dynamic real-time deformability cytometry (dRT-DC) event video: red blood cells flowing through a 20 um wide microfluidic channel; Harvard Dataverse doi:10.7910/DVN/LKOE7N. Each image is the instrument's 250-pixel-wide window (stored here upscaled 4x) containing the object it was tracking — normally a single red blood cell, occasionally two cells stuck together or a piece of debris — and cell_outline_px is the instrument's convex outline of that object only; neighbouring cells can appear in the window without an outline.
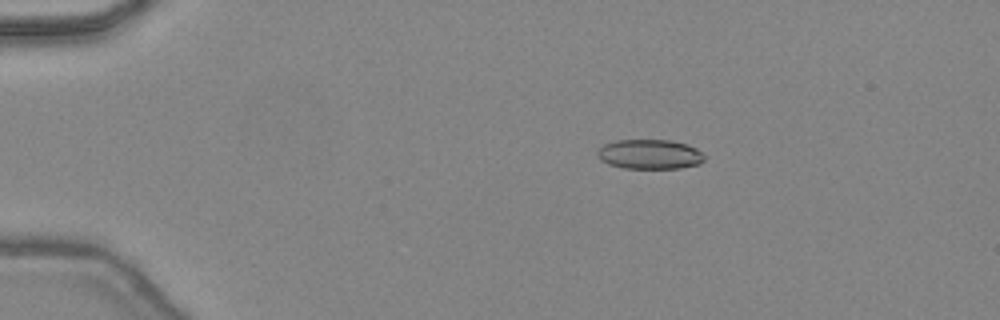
{"species": "common noctule bat (a hibernating species)", "species_latin": "Nyctalus noctula", "temperature_condition": "warm", "stored_images_in_passage": 39, "camera_frame_rate_fps": 3000, "um_per_image_px": 0.085, "animal": {"sex": "female", "body_mass_g": 24.6, "forearm_length_mm": 56.2}, "frame": {"image": 1, "passage_image": 2, "time_ms": 0.333, "image_size_px": [1000, 320], "cell_outline_px": [[704, 160], [700, 164], [680, 168], [624, 168], [608, 164], [600, 160], [596, 152], [604, 144], [616, 140], [672, 140], [688, 144], [696, 148], [704, 156]], "centroid_in_image_um": [55.23, 13.11], "position_along_channel_um": 29.8, "area_um2": 18.55}}
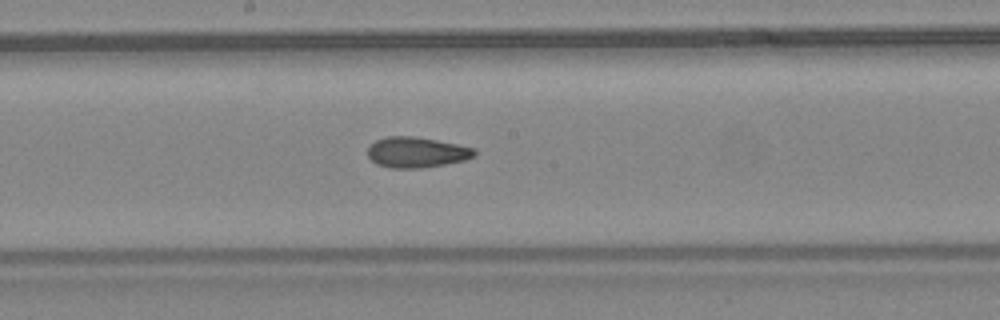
{"frame": {"image": 2, "passage_image": 19, "time_ms": 6.0, "image_size_px": [1000, 320], "cell_outline_px": [[476, 156], [464, 160], [444, 164], [420, 168], [392, 168], [376, 164], [368, 156], [368, 148], [376, 140], [388, 136], [412, 136], [436, 140], [476, 148]], "centroid_in_image_um": [35.42, 12.94], "position_along_channel_um": 212.8, "area_um2": 18.9}}
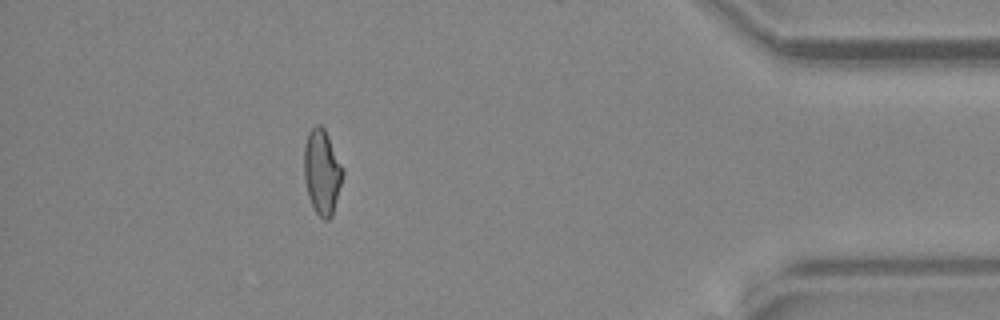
{"frame": {"image": 3, "passage_image": 35, "time_ms": 11.333, "image_size_px": [1000, 320], "cell_outline_px": [[344, 172], [332, 216], [328, 220], [324, 220], [316, 212], [308, 196], [304, 176], [304, 144], [308, 132], [316, 124], [320, 124], [324, 128], [344, 168]], "centroid_in_image_um": [27.37, 14.59], "position_along_channel_um": 407.8, "area_um2": 19.13}, "authors_computed_cell_mechanics": {"area_um2": 18.9584, "velocity_mm_per_s": 4.5032, "shape_relaxation_time_tau1_ms": null, "shape_relaxation_time_tau2_ms": 3.0205, "deformation_change_tau1": null, "deformation_change_tau2": 0.1061}}